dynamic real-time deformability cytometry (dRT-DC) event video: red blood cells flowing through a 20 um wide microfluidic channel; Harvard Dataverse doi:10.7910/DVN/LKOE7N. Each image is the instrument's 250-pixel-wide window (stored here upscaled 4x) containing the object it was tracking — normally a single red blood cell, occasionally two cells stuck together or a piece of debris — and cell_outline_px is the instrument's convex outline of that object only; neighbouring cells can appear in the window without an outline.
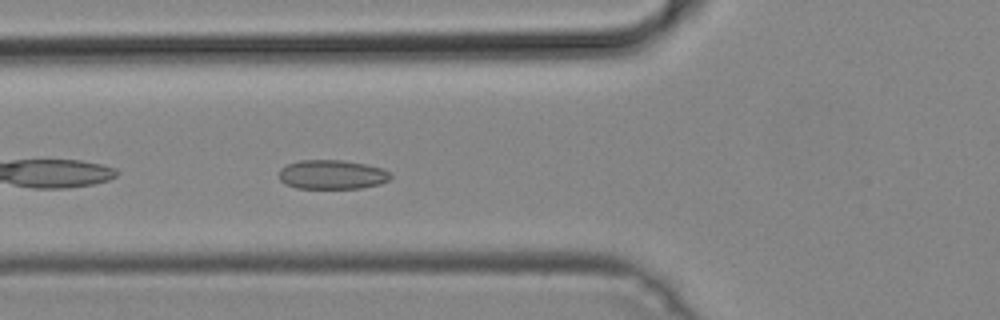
{"species": "common noctule bat (a hibernating species)", "species_latin": "Nyctalus noctula", "temperature_condition": "cold", "stored_images_in_passage": 15, "camera_frame_rate_fps": 3000, "um_per_image_px": 0.085, "animal": {"sex": "male", "body_mass_g": 19.2, "forearm_length_mm": 51.8}, "frame": {"image": 1, "passage_image": 4, "time_ms": 1.0, "image_size_px": [1000, 320], "cell_outline_px": [[392, 176], [388, 180], [380, 184], [360, 188], [296, 188], [284, 184], [280, 180], [280, 168], [288, 164], [300, 160], [340, 160], [364, 164], [380, 168], [392, 172]], "centroid_in_image_um": [28.22, 14.84], "position_along_channel_um": 97.6, "area_um2": 18.96}}
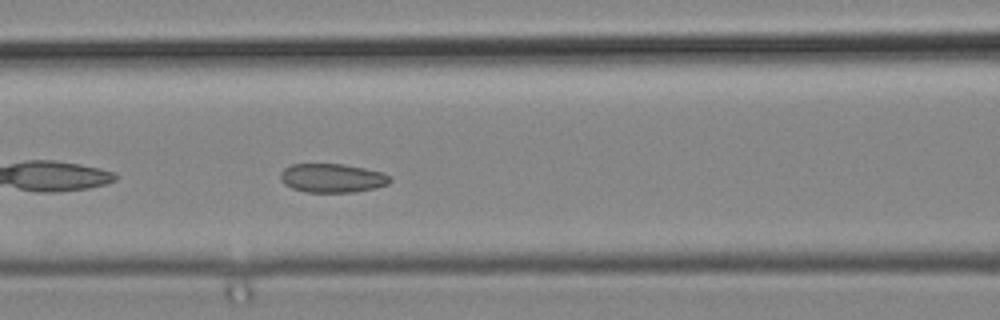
{"frame": {"image": 2, "passage_image": 7, "time_ms": 2.0, "image_size_px": [1000, 320], "cell_outline_px": [[392, 180], [388, 184], [376, 188], [352, 192], [304, 192], [292, 188], [284, 184], [280, 180], [280, 172], [284, 168], [292, 164], [344, 164], [384, 172]], "centroid_in_image_um": [28.23, 15.13], "position_along_channel_um": 138.4, "area_um2": 18.55}}
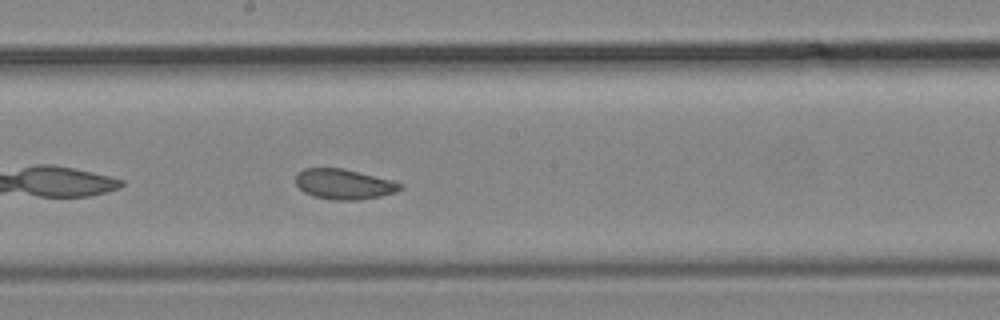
{"frame": {"image": 3, "passage_image": 13, "time_ms": 4.0, "image_size_px": [1000, 320], "cell_outline_px": [[404, 188], [396, 192], [380, 196], [360, 200], [332, 200], [312, 196], [304, 192], [296, 184], [296, 172], [304, 168], [340, 168], [396, 180], [404, 184]], "centroid_in_image_um": [29.27, 15.65], "position_along_channel_um": 218.9, "area_um2": 18.73}}